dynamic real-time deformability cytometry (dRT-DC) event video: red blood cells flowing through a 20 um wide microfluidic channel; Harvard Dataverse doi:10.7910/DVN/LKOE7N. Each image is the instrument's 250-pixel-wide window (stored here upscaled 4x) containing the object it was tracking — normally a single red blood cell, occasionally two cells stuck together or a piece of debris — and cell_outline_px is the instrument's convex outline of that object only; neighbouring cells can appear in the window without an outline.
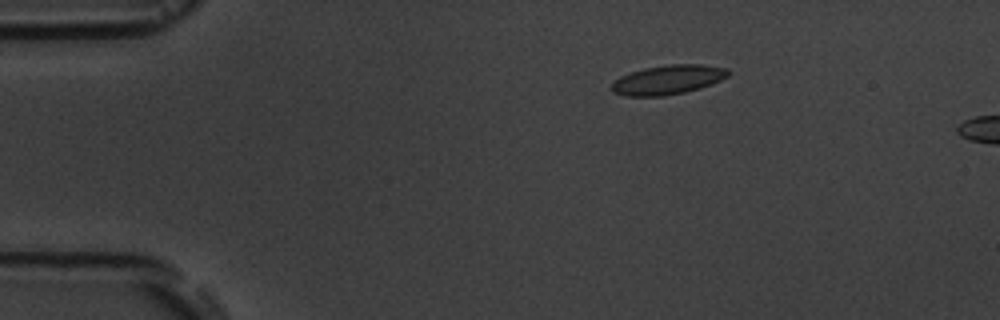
{"species": "common noctule bat (a hibernating species)", "species_latin": "Nyctalus noctula", "temperature_condition": "room temperature", "stored_images_in_passage": 3, "camera_frame_rate_fps": 3000, "um_per_image_px": 0.085, "animal": {"sex": "male", "body_mass_g": 19.5, "forearm_length_mm": 54.6}, "frame": {"image": 1, "passage_image": 2, "time_ms": 1.0, "image_size_px": [1000, 320], "cell_outline_px": [[732, 72], [728, 76], [712, 84], [700, 88], [684, 92], [664, 96], [624, 96], [612, 92], [612, 84], [620, 76], [644, 68], [672, 64], [700, 64], [728, 68]], "centroid_in_image_um": [56.8, 6.78], "position_along_channel_um": 28.2, "area_um2": 19.94}}